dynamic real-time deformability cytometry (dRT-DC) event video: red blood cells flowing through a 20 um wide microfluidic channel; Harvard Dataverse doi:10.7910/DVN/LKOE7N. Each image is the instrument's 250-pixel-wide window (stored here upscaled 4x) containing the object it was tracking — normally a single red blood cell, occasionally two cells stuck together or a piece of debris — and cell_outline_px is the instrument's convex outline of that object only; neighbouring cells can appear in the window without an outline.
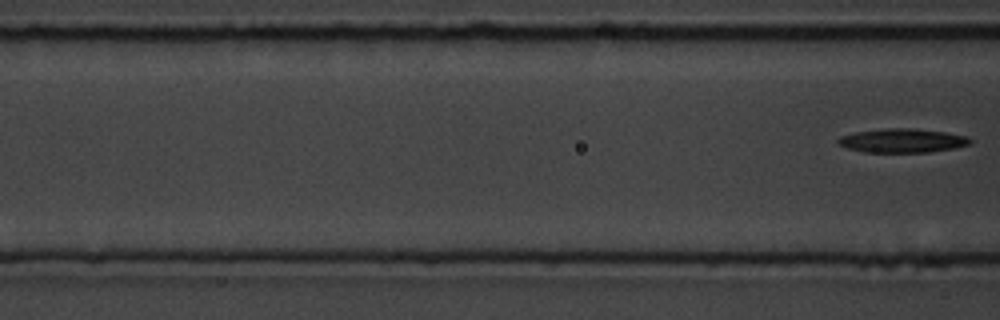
{"species": "common noctule bat (a hibernating species)", "species_latin": "Nyctalus noctula", "temperature_condition": "room temperature", "stored_images_in_passage": 8, "segment_of_instrument_passage": [2, 2], "camera_frame_rate_fps": 3000, "um_per_image_px": 0.085, "animal": {"sex": "male", "body_mass_g": 19.5, "forearm_length_mm": 54.6}, "frame": {"image": 1, "passage_image": 8, "time_ms": 8.0, "image_size_px": [1000, 320], "cell_outline_px": [[972, 144], [952, 148], [928, 152], [864, 152], [848, 148], [836, 144], [836, 140], [840, 136], [856, 132], [884, 128], [912, 128], [944, 132], [968, 136], [972, 140]], "centroid_in_image_um": [76.68, 11.95], "position_along_channel_um": 89.9, "area_um2": 18.44}}